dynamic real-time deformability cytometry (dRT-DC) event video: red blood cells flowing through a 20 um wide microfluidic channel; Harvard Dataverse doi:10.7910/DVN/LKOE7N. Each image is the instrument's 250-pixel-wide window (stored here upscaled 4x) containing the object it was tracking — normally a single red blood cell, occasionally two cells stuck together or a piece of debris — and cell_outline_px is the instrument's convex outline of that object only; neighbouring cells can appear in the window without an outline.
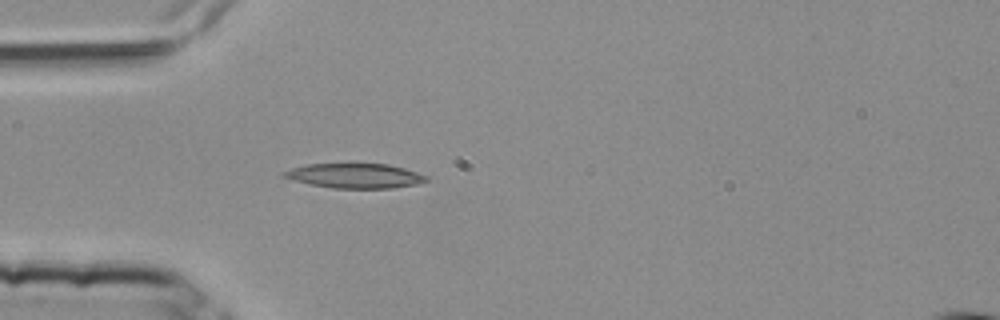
{"species": "common noctule bat (a hibernating species)", "species_latin": "Nyctalus noctula", "temperature_condition": "room temperature", "stored_images_in_passage": 2, "camera_frame_rate_fps": 3000, "um_per_image_px": 0.085, "animal": {"sex": "female", "body_mass_g": 25.1}, "frame": {"image": 1, "passage_image": 2, "time_ms": 0.333, "image_size_px": [1000, 320], "cell_outline_px": [[428, 180], [416, 184], [392, 188], [332, 188], [312, 184], [296, 180], [284, 176], [284, 172], [292, 168], [308, 164], [388, 164], [404, 168], [428, 176]], "centroid_in_image_um": [30.23, 14.94], "position_along_channel_um": 54.8, "area_um2": 20.06}}